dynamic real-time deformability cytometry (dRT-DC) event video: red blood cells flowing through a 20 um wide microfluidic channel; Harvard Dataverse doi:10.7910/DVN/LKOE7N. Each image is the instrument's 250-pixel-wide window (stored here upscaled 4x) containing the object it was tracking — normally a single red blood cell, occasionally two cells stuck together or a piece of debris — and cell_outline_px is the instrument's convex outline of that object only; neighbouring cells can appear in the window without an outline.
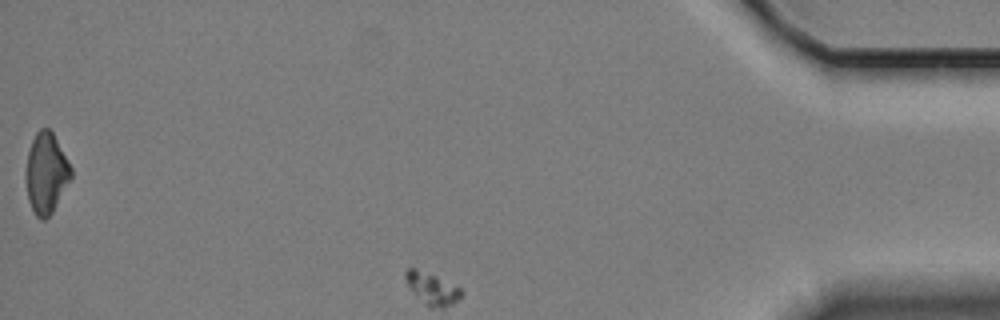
{"species": "Egyptian fruit bat (a non-hibernating species)", "species_latin": "Rousettus aegyptiacus", "temperature_condition": "cold", "stored_images_in_passage": 39, "segment_of_instrument_passage": [2, 2], "camera_frame_rate_fps": 3000, "um_per_image_px": 0.085, "animal": {"sex": "female"}, "frame": {"image": 1, "passage_image": 39, "time_ms": 12.667, "image_size_px": [1000, 320], "cell_outline_px": [[72, 176], [52, 212], [44, 220], [40, 220], [36, 216], [28, 200], [24, 180], [24, 172], [28, 152], [32, 140], [36, 132], [40, 128], [48, 128], [52, 132], [72, 168]], "centroid_in_image_um": [3.89, 14.72], "position_along_channel_um": 431.3, "area_um2": 21.27}}